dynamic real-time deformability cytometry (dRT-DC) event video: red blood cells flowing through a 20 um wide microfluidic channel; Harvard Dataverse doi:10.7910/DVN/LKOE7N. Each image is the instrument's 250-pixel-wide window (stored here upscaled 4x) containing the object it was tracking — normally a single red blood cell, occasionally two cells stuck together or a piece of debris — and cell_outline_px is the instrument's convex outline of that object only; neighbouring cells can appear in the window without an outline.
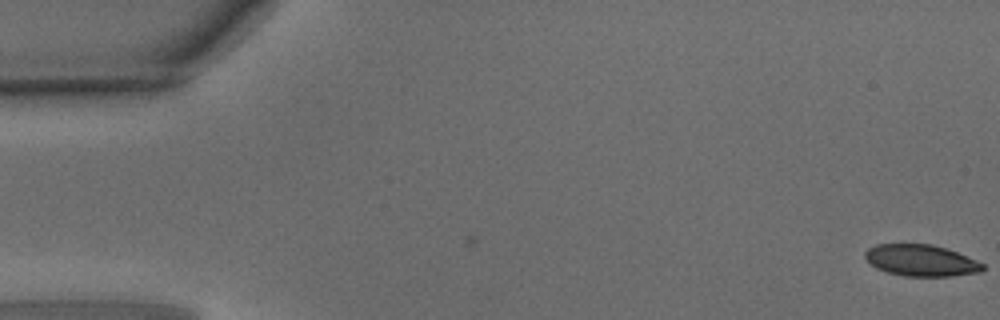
{"species": "common noctule bat (a hibernating species)", "species_latin": "Nyctalus noctula", "temperature_condition": "warm", "stored_images_in_passage": 3, "camera_frame_rate_fps": 3000, "um_per_image_px": 0.085, "animal": {"sex": "male", "body_mass_g": 15.6}, "frame": {"image": 1, "passage_image": 3, "time_ms": 0.667, "image_size_px": [1000, 320], "cell_outline_px": [[984, 268], [980, 272], [948, 276], [904, 276], [888, 272], [876, 268], [864, 256], [864, 252], [868, 248], [876, 244], [932, 244], [948, 248], [976, 260], [984, 264]], "centroid_in_image_um": [78.29, 22.12], "position_along_channel_um": 6.7, "area_um2": 21.56}}